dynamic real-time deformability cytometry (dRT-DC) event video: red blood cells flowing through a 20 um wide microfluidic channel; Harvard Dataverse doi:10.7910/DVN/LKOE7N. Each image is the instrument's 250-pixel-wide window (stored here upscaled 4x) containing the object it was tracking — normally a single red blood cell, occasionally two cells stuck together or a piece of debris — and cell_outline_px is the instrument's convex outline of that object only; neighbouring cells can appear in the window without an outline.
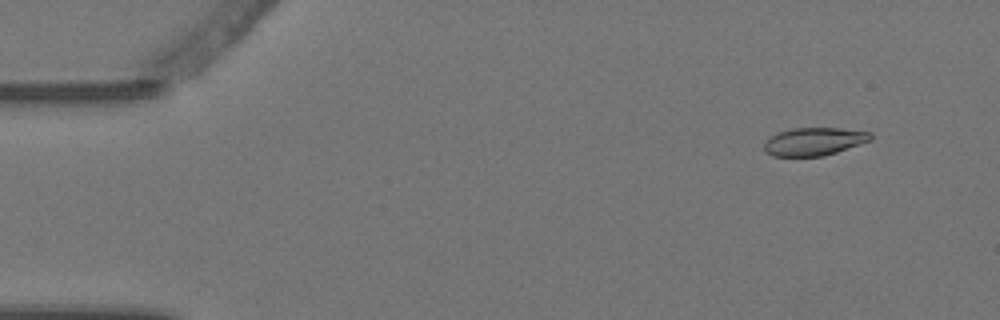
{"species": "Egyptian fruit bat (a non-hibernating species)", "species_latin": "Rousettus aegyptiacus", "temperature_condition": "warm", "stored_images_in_passage": 5, "camera_frame_rate_fps": 3000, "um_per_image_px": 0.085, "animal": {"sex": "female"}, "frame": {"image": 1, "passage_image": 2, "time_ms": 0.333, "image_size_px": [1000, 320], "cell_outline_px": [[872, 140], [824, 156], [772, 156], [764, 152], [764, 144], [776, 132], [792, 128], [840, 128], [872, 132]], "centroid_in_image_um": [69.2, 12.02], "position_along_channel_um": 15.8, "area_um2": 17.4}}
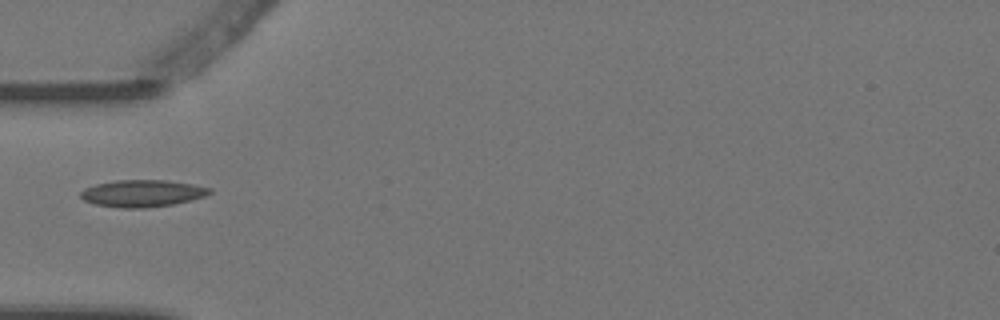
{"frame": {"image": 2, "passage_image": 5, "time_ms": 1.333, "image_size_px": [1000, 320], "cell_outline_px": [[212, 192], [204, 196], [192, 200], [172, 204], [144, 208], [124, 208], [96, 204], [84, 200], [80, 196], [80, 192], [84, 188], [96, 184], [116, 180], [164, 180], [192, 184], [212, 188]], "centroid_in_image_um": [12.1, 16.43], "position_along_channel_um": 72.9, "area_um2": 20.17}}